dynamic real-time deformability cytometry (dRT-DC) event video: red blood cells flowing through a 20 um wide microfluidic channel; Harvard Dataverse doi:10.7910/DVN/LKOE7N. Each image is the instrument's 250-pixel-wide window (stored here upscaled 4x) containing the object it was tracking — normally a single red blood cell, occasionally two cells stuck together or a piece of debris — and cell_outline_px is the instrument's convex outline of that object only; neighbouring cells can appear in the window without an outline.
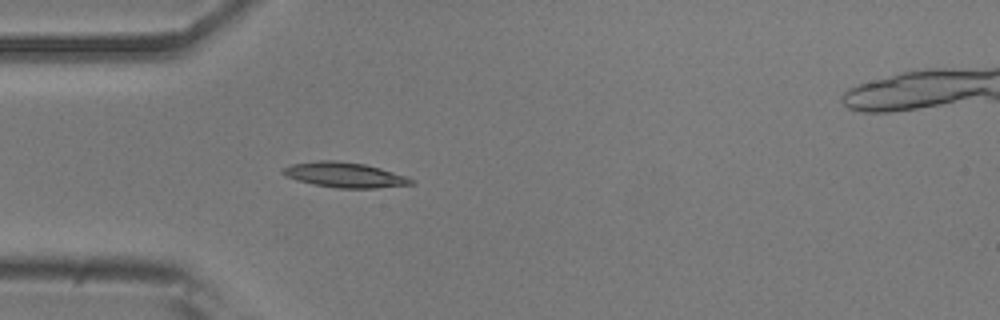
{"species": "common noctule bat (a hibernating species)", "species_latin": "Nyctalus noctula", "temperature_condition": "room temperature", "stored_images_in_passage": 40, "segment_of_instrument_passage": [1, 2], "camera_frame_rate_fps": 3000, "um_per_image_px": 0.085, "animal": {"sex": "male", "body_mass_g": 20.5, "forearm_length_mm": 52.5}, "frame": {"image": 1, "passage_image": 1, "time_ms": 0.0, "image_size_px": [1000, 320], "cell_outline_px": [[416, 184], [376, 188], [336, 188], [296, 180], [284, 176], [280, 172], [280, 168], [292, 164], [320, 160], [336, 160], [364, 164], [380, 168], [408, 176], [416, 180]], "centroid_in_image_um": [29.31, 14.86], "position_along_channel_um": 55.7, "area_um2": 19.02}}
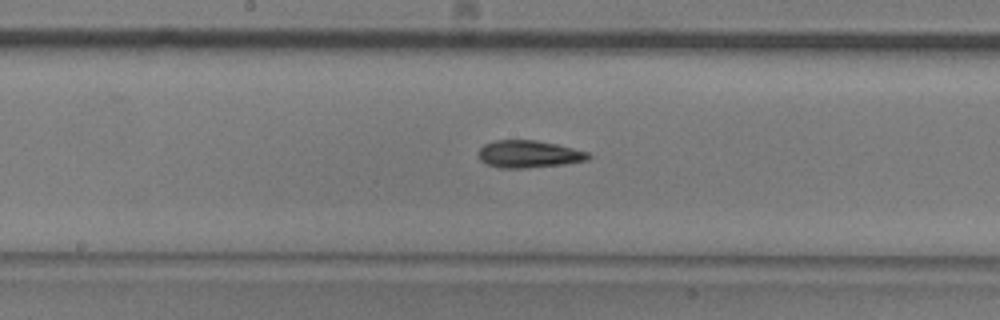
{"frame": {"image": 2, "passage_image": 13, "time_ms": 4.0, "image_size_px": [1000, 320], "cell_outline_px": [[592, 156], [588, 160], [564, 164], [524, 168], [500, 168], [488, 164], [480, 160], [476, 152], [484, 144], [496, 140], [536, 140], [556, 144], [588, 152]], "centroid_in_image_um": [44.93, 13.1], "position_along_channel_um": 203.3, "area_um2": 17.51}}
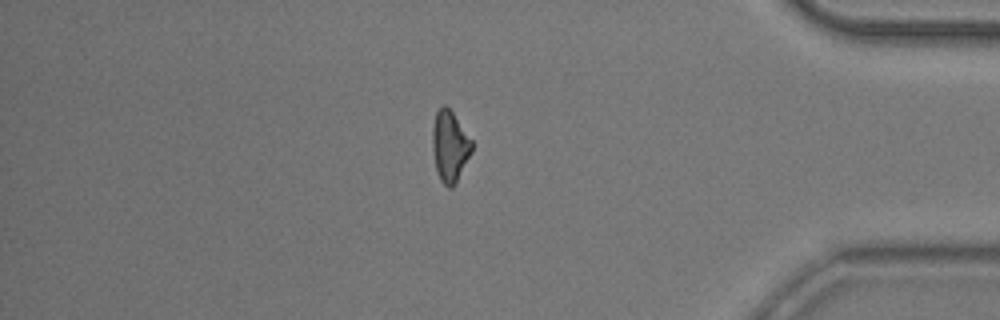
{"frame": {"image": 3, "passage_image": 31, "time_ms": 10.0, "image_size_px": [1000, 320], "cell_outline_px": [[472, 152], [452, 188], [448, 188], [440, 180], [436, 172], [432, 148], [432, 128], [436, 112], [444, 104], [452, 112], [472, 140]], "centroid_in_image_um": [38.21, 12.44], "position_along_channel_um": 397.0, "area_um2": 16.18}}